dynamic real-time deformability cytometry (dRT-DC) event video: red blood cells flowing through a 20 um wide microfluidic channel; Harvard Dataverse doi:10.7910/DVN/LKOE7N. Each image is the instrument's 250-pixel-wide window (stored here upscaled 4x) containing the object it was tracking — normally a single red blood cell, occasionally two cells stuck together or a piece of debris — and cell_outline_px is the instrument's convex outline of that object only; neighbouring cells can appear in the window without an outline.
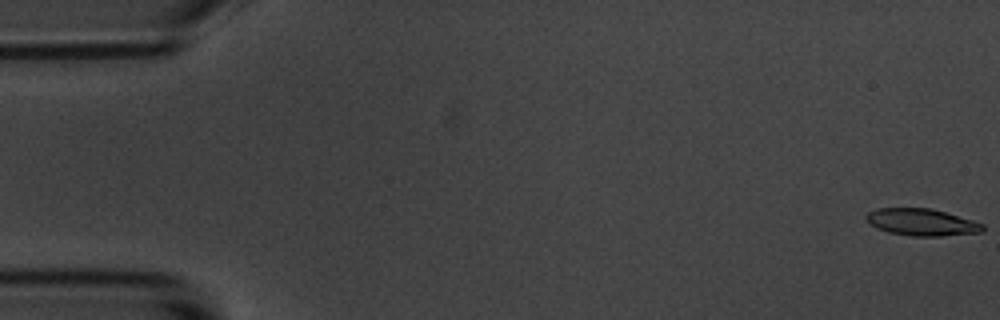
{"species": "common noctule bat (a hibernating species)", "species_latin": "Nyctalus noctula", "temperature_condition": "room temperature", "stored_images_in_passage": 57, "camera_frame_rate_fps": 3000, "um_per_image_px": 0.085, "animal": {"sex": "male", "body_mass_g": 20.1, "forearm_length_mm": 53.5}, "frame": {"image": 1, "passage_image": 1, "time_ms": 0.0, "image_size_px": [1000, 320], "cell_outline_px": [[984, 232], [940, 236], [912, 236], [888, 232], [876, 228], [864, 216], [868, 212], [876, 208], [932, 208], [972, 220], [984, 224]], "centroid_in_image_um": [78.35, 18.88], "position_along_channel_um": 6.6, "area_um2": 18.32}}
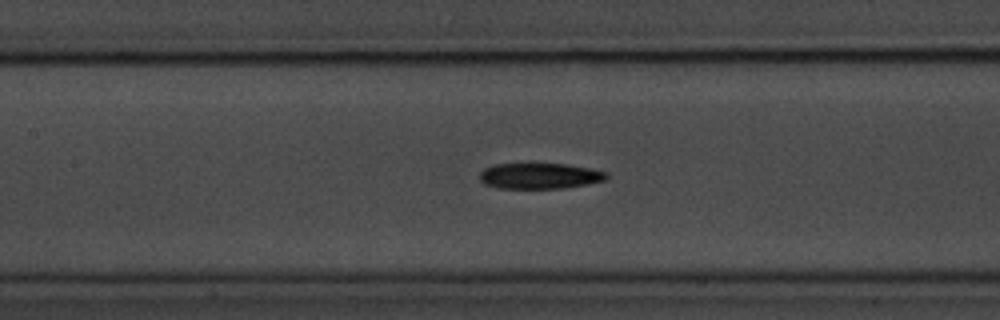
{"frame": {"image": 2, "passage_image": 26, "time_ms": 8.333, "image_size_px": [1000, 320], "cell_outline_px": [[608, 176], [604, 180], [588, 184], [564, 188], [500, 188], [484, 184], [480, 180], [480, 172], [484, 168], [496, 164], [568, 164], [608, 172]], "centroid_in_image_um": [45.87, 14.95], "position_along_channel_um": 161.5, "area_um2": 18.96}}
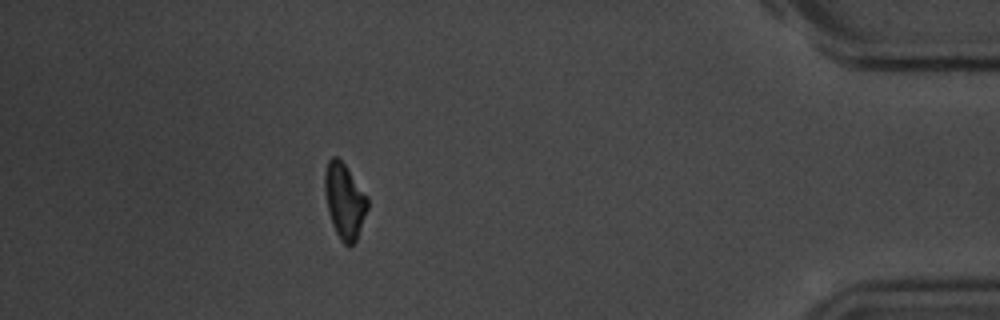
{"frame": {"image": 3, "passage_image": 51, "time_ms": 16.667, "image_size_px": [1000, 320], "cell_outline_px": [[368, 208], [356, 240], [352, 244], [344, 244], [340, 240], [332, 224], [328, 212], [324, 192], [324, 172], [328, 160], [332, 156], [336, 156], [344, 164], [368, 196]], "centroid_in_image_um": [29.27, 17.06], "position_along_channel_um": 405.9, "area_um2": 18.73}, "authors_computed_cell_mechanics": {"area_um2": 19.4208, "velocity_mm_per_s": 3.5335, "shape_relaxation_time_tau1_ms": 3.6436, "shape_relaxation_time_tau2_ms": null, "deformation_change_tau1": 0.1279, "deformation_change_tau2": null}}